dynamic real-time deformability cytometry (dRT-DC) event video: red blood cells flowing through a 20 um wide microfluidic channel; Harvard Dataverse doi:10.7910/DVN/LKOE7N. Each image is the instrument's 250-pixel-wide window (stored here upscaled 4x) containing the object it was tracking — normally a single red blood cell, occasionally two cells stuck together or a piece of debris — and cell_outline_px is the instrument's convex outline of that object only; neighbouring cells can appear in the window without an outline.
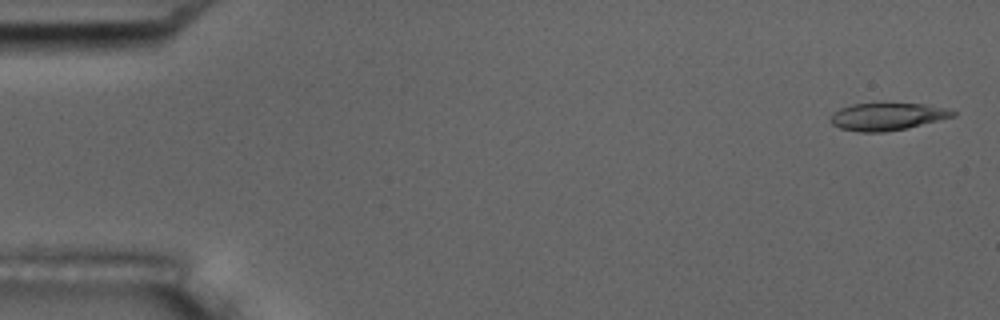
{"species": "common noctule bat (a hibernating species)", "species_latin": "Nyctalus noctula", "temperature_condition": "room temperature", "stored_images_in_passage": 54, "camera_frame_rate_fps": 3000, "um_per_image_px": 0.085, "animal": {"sex": "male", "body_mass_g": 17.5, "forearm_length_mm": 52.3}, "frame": {"image": 1, "passage_image": 2, "time_ms": 0.333, "image_size_px": [1000, 320], "cell_outline_px": [[956, 116], [908, 128], [884, 132], [860, 132], [840, 128], [832, 124], [828, 120], [832, 112], [840, 108], [852, 104], [924, 104], [944, 108], [956, 112]], "centroid_in_image_um": [75.38, 9.92], "position_along_channel_um": 9.6, "area_um2": 19.48}}
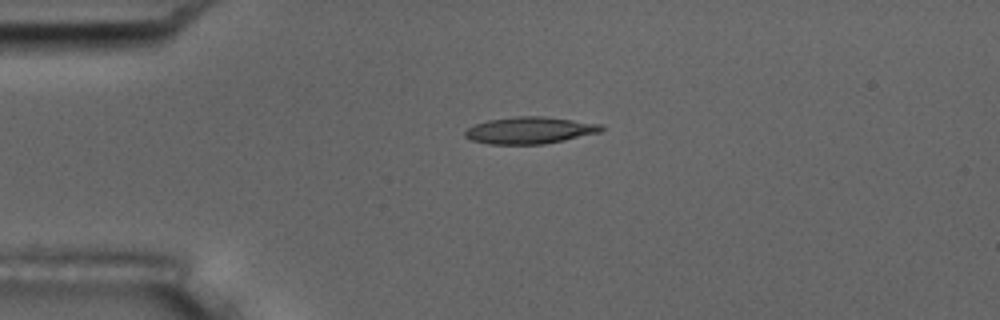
{"frame": {"image": 2, "passage_image": 13, "time_ms": 4.0, "image_size_px": [1000, 320], "cell_outline_px": [[604, 128], [600, 132], [564, 140], [544, 144], [488, 144], [472, 140], [464, 136], [464, 132], [468, 128], [476, 124], [488, 120], [516, 116], [544, 116], [600, 124]], "centroid_in_image_um": [45.01, 11.08], "position_along_channel_um": 40.0, "area_um2": 21.15}}
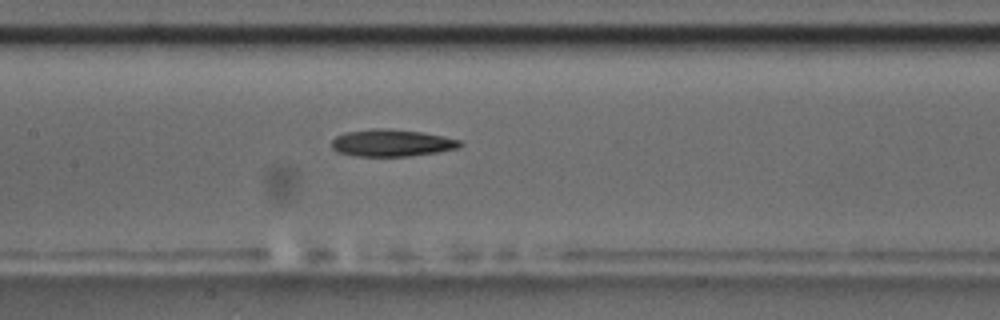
{"frame": {"image": 3, "passage_image": 26, "time_ms": 8.333, "image_size_px": [1000, 320], "cell_outline_px": [[464, 144], [460, 148], [436, 152], [408, 156], [360, 156], [336, 152], [332, 148], [332, 140], [336, 136], [344, 132], [372, 128], [392, 128], [424, 132], [464, 140]], "centroid_in_image_um": [33.34, 12.13], "position_along_channel_um": 174.1, "area_um2": 20.63}, "authors_computed_cell_mechanics": {"area_um2": 20.2878, "velocity_mm_per_s": 3.7313, "shape_relaxation_time_tau1_ms": 11.165, "shape_relaxation_time_tau2_ms": null, "deformation_change_tau1": 0.2158, "deformation_change_tau2": null}}